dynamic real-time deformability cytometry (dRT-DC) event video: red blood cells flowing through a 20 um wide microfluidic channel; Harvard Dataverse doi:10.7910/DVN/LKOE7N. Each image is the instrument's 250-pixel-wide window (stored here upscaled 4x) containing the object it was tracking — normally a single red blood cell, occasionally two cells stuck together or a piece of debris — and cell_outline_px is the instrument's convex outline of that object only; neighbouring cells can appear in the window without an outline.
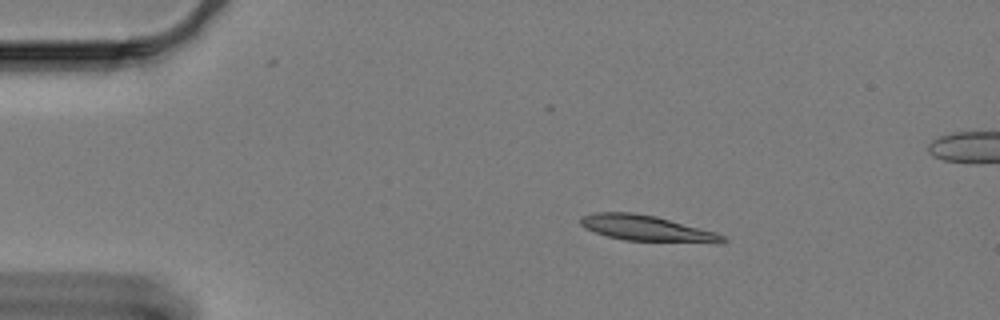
{"species": "Egyptian fruit bat (a non-hibernating species)", "species_latin": "Rousettus aegyptiacus", "temperature_condition": "cold", "stored_images_in_passage": 52, "camera_frame_rate_fps": 3000, "um_per_image_px": 0.085, "animal": {"sex": "female"}, "frame": {"image": 1, "passage_image": 1, "time_ms": 0.0, "image_size_px": [1000, 320], "cell_outline_px": [[728, 240], [624, 240], [608, 236], [584, 228], [580, 224], [580, 216], [596, 212], [632, 212], [656, 216], [716, 232], [724, 236]], "centroid_in_image_um": [54.75, 19.34], "position_along_channel_um": 30.3, "area_um2": 20.11}}
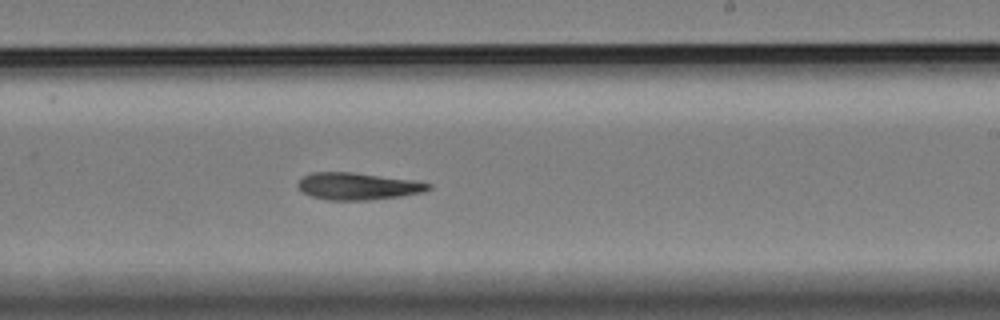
{"frame": {"image": 2, "passage_image": 27, "time_ms": 8.667, "image_size_px": [1000, 320], "cell_outline_px": [[432, 188], [424, 192], [400, 196], [368, 200], [328, 200], [312, 196], [300, 192], [296, 184], [304, 176], [312, 172], [352, 172], [412, 180], [432, 184]], "centroid_in_image_um": [30.39, 15.83], "position_along_channel_um": 258.6, "area_um2": 20.58}}
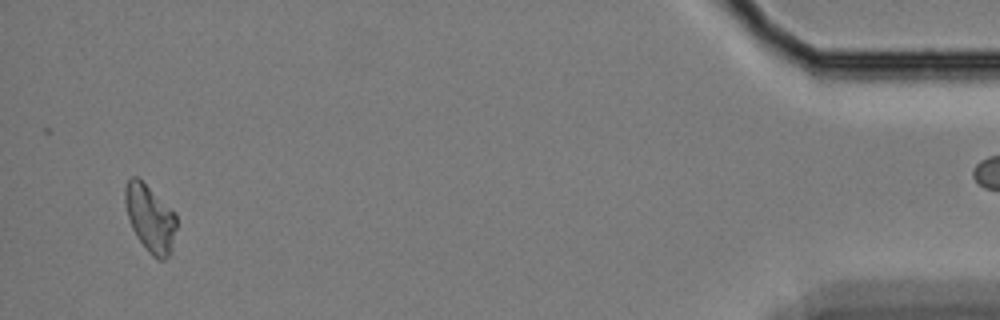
{"frame": {"image": 3, "passage_image": 49, "time_ms": 16.0, "image_size_px": [1000, 320], "cell_outline_px": [[176, 228], [172, 248], [168, 256], [164, 260], [156, 260], [148, 252], [136, 236], [132, 228], [128, 216], [124, 200], [124, 188], [128, 180], [132, 176], [136, 176], [176, 212]], "centroid_in_image_um": [12.76, 18.57], "position_along_channel_um": 422.4, "area_um2": 20.11}, "authors_computed_cell_mechanics": {"area_um2": 20.4901, "velocity_mm_per_s": 3.259, "shape_relaxation_time_tau1_ms": 9.5988, "shape_relaxation_time_tau2_ms": null, "deformation_change_tau1": 0.1822, "deformation_change_tau2": null}}